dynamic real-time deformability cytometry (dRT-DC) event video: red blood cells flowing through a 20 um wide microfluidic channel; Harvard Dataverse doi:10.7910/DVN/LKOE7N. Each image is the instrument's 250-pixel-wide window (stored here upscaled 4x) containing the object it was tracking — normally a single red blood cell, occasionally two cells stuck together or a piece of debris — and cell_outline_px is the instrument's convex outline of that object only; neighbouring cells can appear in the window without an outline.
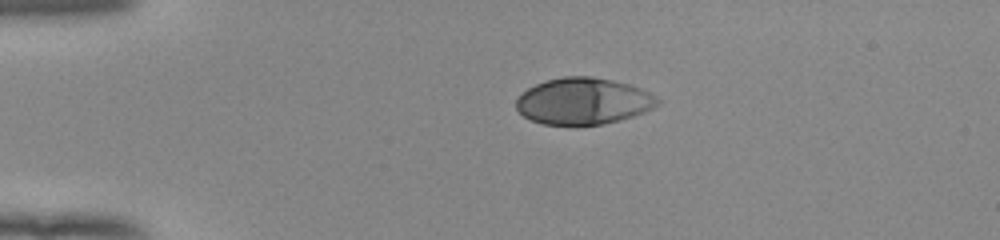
{"species": "human", "species_latin": "Homo sapiens", "temperature_condition": "room temperature", "stored_images_in_passage": 42, "camera_frame_rate_fps": 3000, "um_per_image_px": 0.085, "donor": {"sex": "female"}, "frame": {"image": 1, "passage_image": 1, "time_ms": 0.0, "image_size_px": [1000, 240], "cell_outline_px": [[664, 100], [660, 104], [644, 112], [620, 120], [604, 124], [572, 128], [544, 124], [532, 120], [524, 116], [516, 108], [516, 100], [528, 88], [544, 80], [564, 76], [592, 76], [612, 80], [628, 84], [640, 88]], "centroid_in_image_um": [49.6, 8.63], "position_along_channel_um": 35.4, "area_um2": 39.13}}
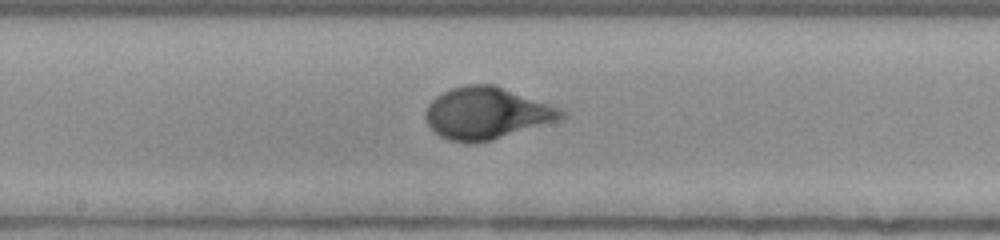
{"frame": {"image": 2, "passage_image": 18, "time_ms": 5.667, "image_size_px": [1000, 240], "cell_outline_px": [[568, 116], [556, 120], [492, 140], [472, 144], [464, 144], [448, 140], [440, 136], [428, 124], [424, 116], [424, 112], [428, 104], [436, 96], [452, 88], [464, 84], [492, 84], [560, 108], [568, 112]], "centroid_in_image_um": [41.32, 9.63], "position_along_channel_um": 206.9, "area_um2": 40.81}}
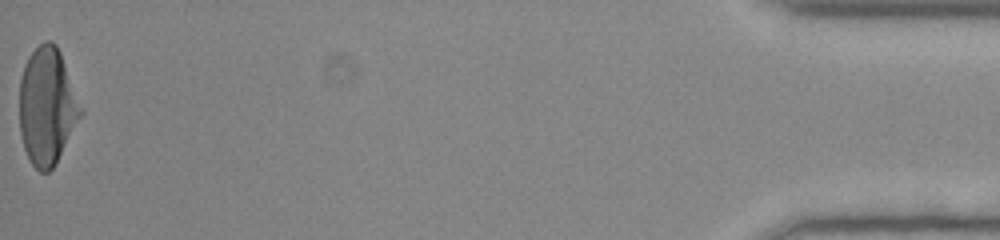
{"frame": {"image": 3, "passage_image": 42, "time_ms": 13.667, "image_size_px": [1000, 240], "cell_outline_px": [[84, 112], [56, 164], [48, 172], [40, 172], [28, 160], [24, 148], [20, 132], [20, 80], [24, 64], [28, 56], [44, 40], [52, 40], [56, 44], [60, 52]], "centroid_in_image_um": [4.01, 9.05], "position_along_channel_um": 431.2, "area_um2": 41.96}, "authors_computed_cell_mechanics": {"area_um2": 39.9976, "velocity_mm_per_s": 3.9313, "shape_relaxation_time_tau1_ms": 3.6406, "shape_relaxation_time_tau2_ms": null, "deformation_change_tau1": 0.2299, "deformation_change_tau2": null}}